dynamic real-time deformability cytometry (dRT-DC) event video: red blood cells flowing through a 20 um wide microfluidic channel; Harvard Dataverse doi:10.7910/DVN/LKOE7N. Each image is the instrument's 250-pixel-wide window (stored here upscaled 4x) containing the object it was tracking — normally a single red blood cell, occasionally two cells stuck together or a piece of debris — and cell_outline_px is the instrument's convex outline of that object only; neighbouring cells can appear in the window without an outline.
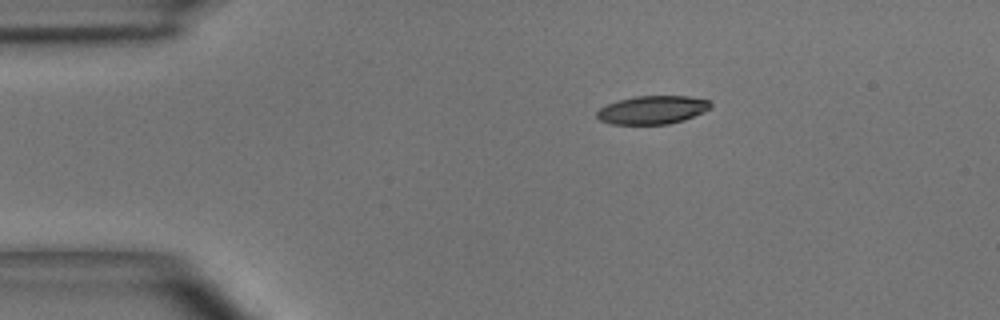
{"species": "common noctule bat (a hibernating species)", "species_latin": "Nyctalus noctula", "temperature_condition": "room temperature", "stored_images_in_passage": 42, "camera_frame_rate_fps": 3000, "um_per_image_px": 0.085, "animal": {"sex": "male", "body_mass_g": 15.6}, "frame": {"image": 1, "passage_image": 1, "time_ms": 0.0, "image_size_px": [1000, 320], "cell_outline_px": [[712, 108], [704, 112], [684, 120], [668, 124], [612, 124], [600, 120], [596, 116], [596, 112], [600, 108], [608, 104], [620, 100], [636, 96], [688, 96], [708, 100], [712, 104]], "centroid_in_image_um": [55.48, 9.34], "position_along_channel_um": 29.5, "area_um2": 18.73}}
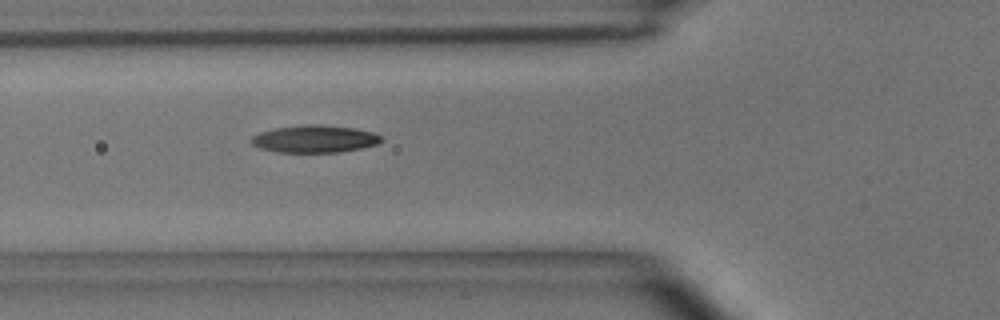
{"frame": {"image": 2, "passage_image": 10, "time_ms": 3.0, "image_size_px": [1000, 320], "cell_outline_px": [[384, 140], [376, 144], [360, 148], [340, 152], [276, 152], [260, 148], [252, 144], [248, 140], [252, 136], [260, 132], [276, 128], [304, 124], [320, 124], [356, 128], [372, 132], [380, 136]], "centroid_in_image_um": [26.72, 11.8], "position_along_channel_um": 99.1, "area_um2": 20.81}}
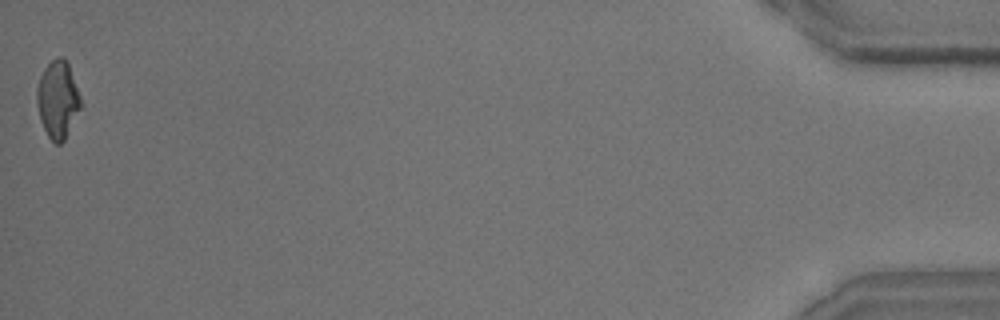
{"frame": {"image": 3, "passage_image": 42, "time_ms": 13.667, "image_size_px": [1000, 320], "cell_outline_px": [[84, 104], [64, 140], [60, 144], [56, 144], [48, 136], [40, 120], [36, 104], [36, 88], [40, 76], [44, 68], [56, 56], [60, 56], [68, 64]], "centroid_in_image_um": [4.92, 8.47], "position_along_channel_um": 430.3, "area_um2": 20.0}, "authors_computed_cell_mechanics": {"area_um2": 20.23, "velocity_mm_per_s": 3.9748, "shape_relaxation_time_tau1_ms": 4.0109, "shape_relaxation_time_tau2_ms": 3.6967, "deformation_change_tau1": 0.1751, "deformation_change_tau2": 0.113}}